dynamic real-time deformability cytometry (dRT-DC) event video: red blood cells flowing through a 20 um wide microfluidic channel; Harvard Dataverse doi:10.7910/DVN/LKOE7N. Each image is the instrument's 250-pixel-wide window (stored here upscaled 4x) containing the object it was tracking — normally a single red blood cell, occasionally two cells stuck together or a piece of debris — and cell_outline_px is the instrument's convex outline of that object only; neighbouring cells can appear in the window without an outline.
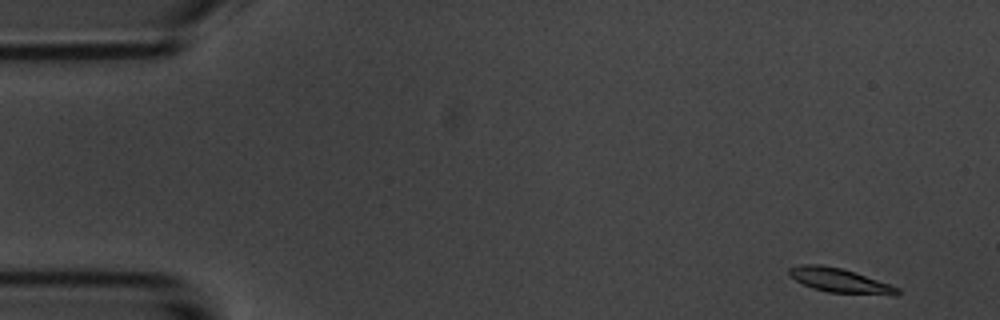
{"species": "common noctule bat (a hibernating species)", "species_latin": "Nyctalus noctula", "temperature_condition": "room temperature", "stored_images_in_passage": 5, "camera_frame_rate_fps": 3000, "um_per_image_px": 0.085, "animal": {"sex": "male", "body_mass_g": 20.1, "forearm_length_mm": 53.5}, "frame": {"image": 1, "passage_image": 1, "time_ms": 0.0, "image_size_px": [1000, 320], "cell_outline_px": [[900, 292], [896, 296], [892, 296], [828, 292], [812, 288], [788, 276], [788, 268], [800, 264], [820, 264], [840, 268], [856, 272], [900, 288]], "centroid_in_image_um": [71.4, 23.85], "position_along_channel_um": 13.6, "area_um2": 15.55}}
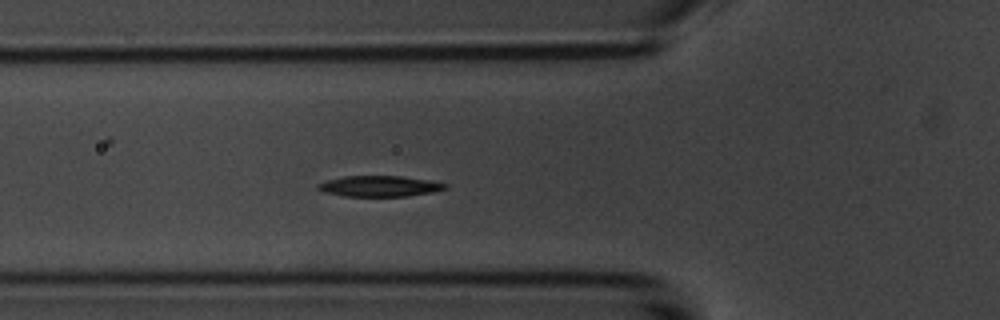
{"frame": {"image": 2, "passage_image": 5, "time_ms": 5.333, "image_size_px": [1000, 320], "cell_outline_px": [[448, 188], [432, 192], [408, 196], [344, 196], [324, 192], [316, 188], [316, 184], [328, 180], [344, 176], [400, 176], [448, 184]], "centroid_in_image_um": [32.22, 15.83], "position_along_channel_um": 93.6, "area_um2": 15.26}}